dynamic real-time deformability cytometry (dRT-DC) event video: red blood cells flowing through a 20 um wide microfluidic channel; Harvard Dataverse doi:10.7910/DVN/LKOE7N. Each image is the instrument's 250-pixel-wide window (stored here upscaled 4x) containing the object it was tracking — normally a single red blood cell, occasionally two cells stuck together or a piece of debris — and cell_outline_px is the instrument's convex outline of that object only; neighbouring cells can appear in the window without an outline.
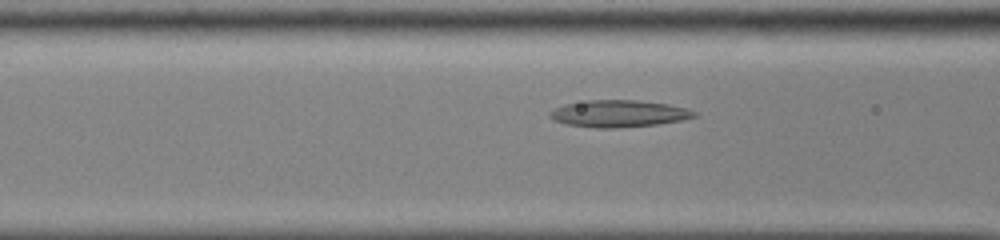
{"species": "common noctule bat (a hibernating species)", "species_latin": "Nyctalus noctula", "temperature_condition": "cold", "stored_images_in_passage": 17, "camera_frame_rate_fps": 3000, "um_per_image_px": 0.085, "animal": {"sex": "male", "body_mass_g": 13.0, "forearm_length_mm": 53.1}, "frame": {"image": 1, "passage_image": 15, "time_ms": 4.667, "image_size_px": [1000, 240], "cell_outline_px": [[696, 116], [680, 120], [656, 124], [612, 128], [596, 128], [568, 124], [556, 120], [548, 116], [548, 112], [564, 104], [588, 100], [636, 100], [668, 104], [688, 108], [696, 112]], "centroid_in_image_um": [52.59, 9.65], "position_along_channel_um": 114.0, "area_um2": 22.43}}